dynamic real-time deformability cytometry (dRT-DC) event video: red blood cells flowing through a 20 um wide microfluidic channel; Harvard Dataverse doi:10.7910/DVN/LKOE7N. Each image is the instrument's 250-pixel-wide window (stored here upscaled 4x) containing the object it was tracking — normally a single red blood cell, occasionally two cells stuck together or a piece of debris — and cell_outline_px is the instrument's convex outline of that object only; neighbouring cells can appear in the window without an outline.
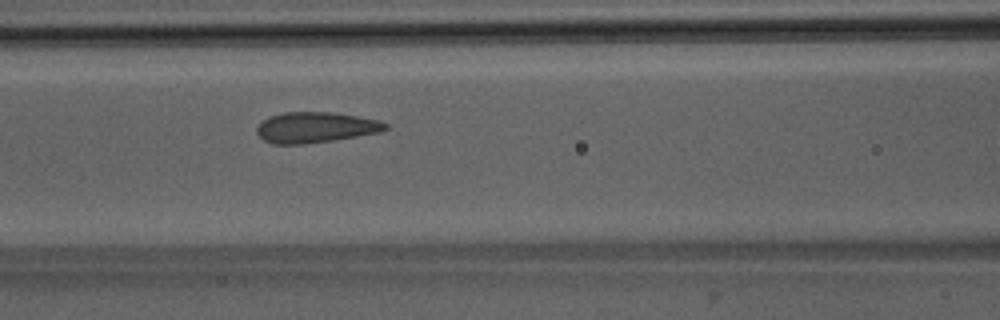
{"species": "Egyptian fruit bat (a non-hibernating species)", "species_latin": "Rousettus aegyptiacus", "temperature_condition": "room temperature", "stored_images_in_passage": 46, "camera_frame_rate_fps": 3000, "um_per_image_px": 0.085, "animal": {"sex": "male"}, "frame": {"image": 1, "passage_image": 19, "time_ms": 6.0, "image_size_px": [1000, 320], "cell_outline_px": [[388, 128], [380, 132], [332, 140], [304, 144], [272, 144], [264, 140], [256, 132], [256, 128], [268, 116], [284, 112], [332, 112], [380, 120], [388, 124]], "centroid_in_image_um": [26.81, 10.82], "position_along_channel_um": 139.8, "area_um2": 22.89}}
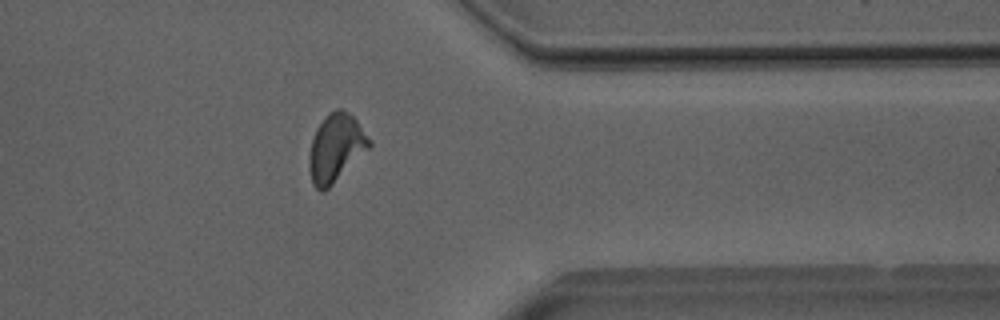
{"frame": {"image": 2, "passage_image": 38, "time_ms": 12.333, "image_size_px": [1000, 320], "cell_outline_px": [[372, 144], [324, 192], [320, 192], [312, 184], [308, 164], [308, 160], [312, 140], [316, 128], [324, 116], [328, 112], [336, 108], [344, 108], [356, 120], [372, 140]], "centroid_in_image_um": [28.52, 12.54], "position_along_channel_um": 382.9, "area_um2": 23.64}}
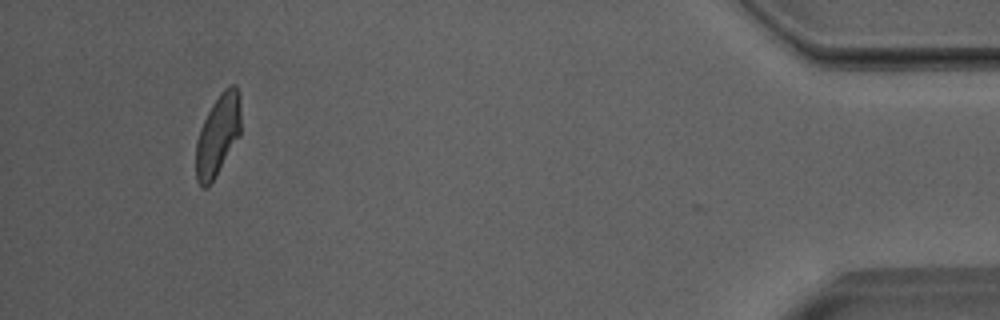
{"frame": {"image": 3, "passage_image": 45, "time_ms": 14.667, "image_size_px": [1000, 320], "cell_outline_px": [[240, 136], [208, 188], [200, 188], [196, 180], [196, 140], [200, 128], [212, 104], [220, 92], [224, 88], [232, 84], [236, 84], [240, 92]], "centroid_in_image_um": [18.52, 11.48], "position_along_channel_um": 416.7, "area_um2": 21.5}, "authors_computed_cell_mechanics": {"area_um2": 22.9177, "velocity_mm_per_s": 3.9922, "shape_relaxation_time_tau1_ms": 4.4757, "shape_relaxation_time_tau2_ms": 0.762, "deformation_change_tau1": 0.1335, "deformation_change_tau2": 0.0675}}